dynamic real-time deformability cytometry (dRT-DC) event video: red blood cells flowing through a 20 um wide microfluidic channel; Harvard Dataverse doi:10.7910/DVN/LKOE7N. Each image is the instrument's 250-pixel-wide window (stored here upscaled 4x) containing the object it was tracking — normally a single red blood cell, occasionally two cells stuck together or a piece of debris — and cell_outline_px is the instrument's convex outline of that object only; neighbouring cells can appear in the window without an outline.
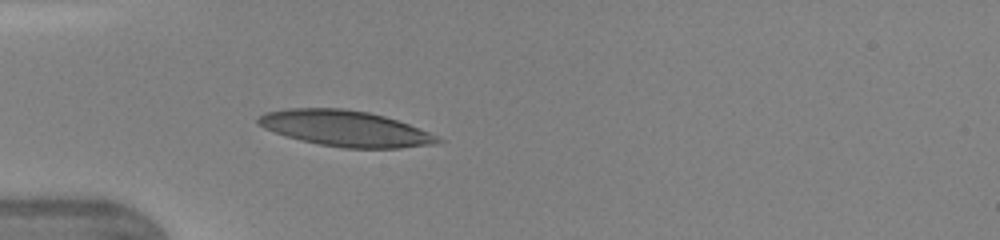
{"species": "human", "species_latin": "Homo sapiens", "temperature_condition": "warm", "stored_images_in_passage": 35, "camera_frame_rate_fps": 3000, "um_per_image_px": 0.085, "donor": {"sex": "female"}, "frame": {"image": 1, "passage_image": 6, "time_ms": 1.667, "image_size_px": [1000, 240], "cell_outline_px": [[444, 140], [436, 144], [400, 148], [344, 148], [320, 144], [300, 140], [264, 128], [256, 124], [256, 120], [264, 112], [288, 108], [340, 108], [368, 112], [384, 116], [408, 124], [428, 132]], "centroid_in_image_um": [29.33, 10.92], "position_along_channel_um": 55.7, "area_um2": 37.22}, "authors_computed_cell_mechanics": {"area_um2": 35.7782, "velocity_mm_per_s": 4.3557, "shape_relaxation_time_tau1_ms": 3.1631, "shape_relaxation_time_tau2_ms": 0.8016, "deformation_change_tau1": 0.1536, "deformation_change_tau2": 0.07}}